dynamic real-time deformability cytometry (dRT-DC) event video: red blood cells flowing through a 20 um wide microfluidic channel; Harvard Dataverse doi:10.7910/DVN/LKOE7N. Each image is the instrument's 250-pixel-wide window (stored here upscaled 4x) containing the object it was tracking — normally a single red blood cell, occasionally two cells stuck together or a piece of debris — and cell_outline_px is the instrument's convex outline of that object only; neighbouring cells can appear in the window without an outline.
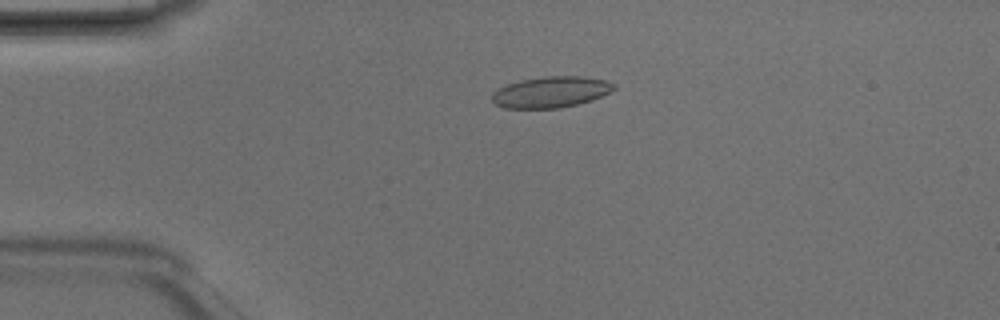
{"species": "Egyptian fruit bat (a non-hibernating species)", "species_latin": "Rousettus aegyptiacus", "temperature_condition": "room temperature", "stored_images_in_passage": 2, "camera_frame_rate_fps": 3000, "um_per_image_px": 0.085, "animal": {"sex": "male"}, "frame": {"image": 1, "passage_image": 2, "time_ms": 0.333, "image_size_px": [1000, 320], "cell_outline_px": [[616, 88], [592, 100], [560, 108], [504, 108], [496, 104], [492, 100], [492, 92], [508, 84], [520, 80], [548, 76], [580, 76], [604, 80], [616, 84]], "centroid_in_image_um": [46.81, 7.82], "position_along_channel_um": 38.2, "area_um2": 21.85}}